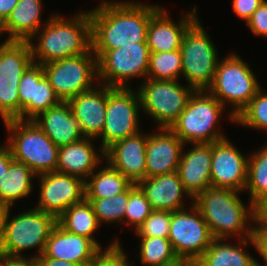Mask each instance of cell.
<instances>
[{"instance_id": "cell-1", "label": "cell", "mask_w": 267, "mask_h": 266, "mask_svg": "<svg viewBox=\"0 0 267 266\" xmlns=\"http://www.w3.org/2000/svg\"><path fill=\"white\" fill-rule=\"evenodd\" d=\"M135 1H104L89 11L92 49H116L146 42L151 17L160 9Z\"/></svg>"}, {"instance_id": "cell-2", "label": "cell", "mask_w": 267, "mask_h": 266, "mask_svg": "<svg viewBox=\"0 0 267 266\" xmlns=\"http://www.w3.org/2000/svg\"><path fill=\"white\" fill-rule=\"evenodd\" d=\"M70 19H64L60 14H52L44 27L36 32L29 41L34 63L43 65L51 61L76 57L92 48L89 10L81 11ZM36 36L38 42L33 44L32 41L37 38Z\"/></svg>"}, {"instance_id": "cell-3", "label": "cell", "mask_w": 267, "mask_h": 266, "mask_svg": "<svg viewBox=\"0 0 267 266\" xmlns=\"http://www.w3.org/2000/svg\"><path fill=\"white\" fill-rule=\"evenodd\" d=\"M239 193L231 189L210 187L193 199V204L201 212L214 239L252 237L253 227L248 223L255 215L254 205L249 201L246 207Z\"/></svg>"}, {"instance_id": "cell-4", "label": "cell", "mask_w": 267, "mask_h": 266, "mask_svg": "<svg viewBox=\"0 0 267 266\" xmlns=\"http://www.w3.org/2000/svg\"><path fill=\"white\" fill-rule=\"evenodd\" d=\"M3 123L10 133L6 142L15 161L24 163L36 176L56 172L59 147L34 120L10 119Z\"/></svg>"}, {"instance_id": "cell-5", "label": "cell", "mask_w": 267, "mask_h": 266, "mask_svg": "<svg viewBox=\"0 0 267 266\" xmlns=\"http://www.w3.org/2000/svg\"><path fill=\"white\" fill-rule=\"evenodd\" d=\"M249 67L235 53L219 59L212 85L207 89L224 107L226 104L233 106L228 118L234 123L237 115L261 88V84Z\"/></svg>"}, {"instance_id": "cell-6", "label": "cell", "mask_w": 267, "mask_h": 266, "mask_svg": "<svg viewBox=\"0 0 267 266\" xmlns=\"http://www.w3.org/2000/svg\"><path fill=\"white\" fill-rule=\"evenodd\" d=\"M226 110L207 90L194 91L171 130L184 142L213 143L226 138L217 125Z\"/></svg>"}, {"instance_id": "cell-7", "label": "cell", "mask_w": 267, "mask_h": 266, "mask_svg": "<svg viewBox=\"0 0 267 266\" xmlns=\"http://www.w3.org/2000/svg\"><path fill=\"white\" fill-rule=\"evenodd\" d=\"M9 215L10 211L8 210L0 252L12 256H25L23 251L37 248V254L32 257L35 259L40 257L52 229L57 224V218L35 208L17 213L11 219H9Z\"/></svg>"}, {"instance_id": "cell-8", "label": "cell", "mask_w": 267, "mask_h": 266, "mask_svg": "<svg viewBox=\"0 0 267 266\" xmlns=\"http://www.w3.org/2000/svg\"><path fill=\"white\" fill-rule=\"evenodd\" d=\"M197 18L186 30L180 47L182 76L195 91L207 90L213 82L219 55Z\"/></svg>"}, {"instance_id": "cell-9", "label": "cell", "mask_w": 267, "mask_h": 266, "mask_svg": "<svg viewBox=\"0 0 267 266\" xmlns=\"http://www.w3.org/2000/svg\"><path fill=\"white\" fill-rule=\"evenodd\" d=\"M137 91L143 113L158 123V129H170L186 108L195 90L180 84L179 81L146 78Z\"/></svg>"}, {"instance_id": "cell-10", "label": "cell", "mask_w": 267, "mask_h": 266, "mask_svg": "<svg viewBox=\"0 0 267 266\" xmlns=\"http://www.w3.org/2000/svg\"><path fill=\"white\" fill-rule=\"evenodd\" d=\"M92 51L97 56L98 81H101L99 84L128 88L131 78L146 79L150 54L146 42L116 49H92Z\"/></svg>"}, {"instance_id": "cell-11", "label": "cell", "mask_w": 267, "mask_h": 266, "mask_svg": "<svg viewBox=\"0 0 267 266\" xmlns=\"http://www.w3.org/2000/svg\"><path fill=\"white\" fill-rule=\"evenodd\" d=\"M33 63L29 41L0 44V116L4 121L20 119L19 81Z\"/></svg>"}, {"instance_id": "cell-12", "label": "cell", "mask_w": 267, "mask_h": 266, "mask_svg": "<svg viewBox=\"0 0 267 266\" xmlns=\"http://www.w3.org/2000/svg\"><path fill=\"white\" fill-rule=\"evenodd\" d=\"M42 66L60 101H68L94 88L95 82L99 83L97 56L92 48L85 54L51 61Z\"/></svg>"}, {"instance_id": "cell-13", "label": "cell", "mask_w": 267, "mask_h": 266, "mask_svg": "<svg viewBox=\"0 0 267 266\" xmlns=\"http://www.w3.org/2000/svg\"><path fill=\"white\" fill-rule=\"evenodd\" d=\"M132 87H108L106 115L100 146L103 151L115 142L140 132L141 101Z\"/></svg>"}, {"instance_id": "cell-14", "label": "cell", "mask_w": 267, "mask_h": 266, "mask_svg": "<svg viewBox=\"0 0 267 266\" xmlns=\"http://www.w3.org/2000/svg\"><path fill=\"white\" fill-rule=\"evenodd\" d=\"M189 209L172 211L168 239L180 261L197 262L214 238L193 201Z\"/></svg>"}, {"instance_id": "cell-15", "label": "cell", "mask_w": 267, "mask_h": 266, "mask_svg": "<svg viewBox=\"0 0 267 266\" xmlns=\"http://www.w3.org/2000/svg\"><path fill=\"white\" fill-rule=\"evenodd\" d=\"M39 201L35 209L58 218L71 205L86 199L85 181L79 177L50 172L38 175Z\"/></svg>"}, {"instance_id": "cell-16", "label": "cell", "mask_w": 267, "mask_h": 266, "mask_svg": "<svg viewBox=\"0 0 267 266\" xmlns=\"http://www.w3.org/2000/svg\"><path fill=\"white\" fill-rule=\"evenodd\" d=\"M247 158L227 139L212 143V161L210 169L211 187L245 190L247 183Z\"/></svg>"}, {"instance_id": "cell-17", "label": "cell", "mask_w": 267, "mask_h": 266, "mask_svg": "<svg viewBox=\"0 0 267 266\" xmlns=\"http://www.w3.org/2000/svg\"><path fill=\"white\" fill-rule=\"evenodd\" d=\"M20 120H33L41 112L57 105L54 93L41 64L32 63L23 73L18 85Z\"/></svg>"}, {"instance_id": "cell-18", "label": "cell", "mask_w": 267, "mask_h": 266, "mask_svg": "<svg viewBox=\"0 0 267 266\" xmlns=\"http://www.w3.org/2000/svg\"><path fill=\"white\" fill-rule=\"evenodd\" d=\"M102 250L87 237L71 233L58 223L46 241L43 254L38 258H53L89 266Z\"/></svg>"}, {"instance_id": "cell-19", "label": "cell", "mask_w": 267, "mask_h": 266, "mask_svg": "<svg viewBox=\"0 0 267 266\" xmlns=\"http://www.w3.org/2000/svg\"><path fill=\"white\" fill-rule=\"evenodd\" d=\"M139 132L112 144L104 151L107 163L131 183L146 178V143L148 134Z\"/></svg>"}, {"instance_id": "cell-20", "label": "cell", "mask_w": 267, "mask_h": 266, "mask_svg": "<svg viewBox=\"0 0 267 266\" xmlns=\"http://www.w3.org/2000/svg\"><path fill=\"white\" fill-rule=\"evenodd\" d=\"M148 133L146 143V177L176 172L180 162L184 142L168 128ZM161 131V132H160Z\"/></svg>"}, {"instance_id": "cell-21", "label": "cell", "mask_w": 267, "mask_h": 266, "mask_svg": "<svg viewBox=\"0 0 267 266\" xmlns=\"http://www.w3.org/2000/svg\"><path fill=\"white\" fill-rule=\"evenodd\" d=\"M197 7L186 12L174 22L167 10L161 7L150 19L146 32V43L150 52H171L180 49L182 39L188 27L197 17Z\"/></svg>"}, {"instance_id": "cell-22", "label": "cell", "mask_w": 267, "mask_h": 266, "mask_svg": "<svg viewBox=\"0 0 267 266\" xmlns=\"http://www.w3.org/2000/svg\"><path fill=\"white\" fill-rule=\"evenodd\" d=\"M100 85V88L95 86L67 101L85 138L97 139L103 131L107 86Z\"/></svg>"}, {"instance_id": "cell-23", "label": "cell", "mask_w": 267, "mask_h": 266, "mask_svg": "<svg viewBox=\"0 0 267 266\" xmlns=\"http://www.w3.org/2000/svg\"><path fill=\"white\" fill-rule=\"evenodd\" d=\"M192 148L182 150L178 174L185 190L193 200L200 192L211 187L210 169L212 143H192Z\"/></svg>"}, {"instance_id": "cell-24", "label": "cell", "mask_w": 267, "mask_h": 266, "mask_svg": "<svg viewBox=\"0 0 267 266\" xmlns=\"http://www.w3.org/2000/svg\"><path fill=\"white\" fill-rule=\"evenodd\" d=\"M144 193L153 211H178L184 206V194L192 198L185 190L178 172L146 177L136 184ZM183 196V197H182Z\"/></svg>"}, {"instance_id": "cell-25", "label": "cell", "mask_w": 267, "mask_h": 266, "mask_svg": "<svg viewBox=\"0 0 267 266\" xmlns=\"http://www.w3.org/2000/svg\"><path fill=\"white\" fill-rule=\"evenodd\" d=\"M94 138H82L80 141L59 147L56 172L79 177L84 181L100 167L105 160L104 151L95 149ZM100 151V153H99Z\"/></svg>"}, {"instance_id": "cell-26", "label": "cell", "mask_w": 267, "mask_h": 266, "mask_svg": "<svg viewBox=\"0 0 267 266\" xmlns=\"http://www.w3.org/2000/svg\"><path fill=\"white\" fill-rule=\"evenodd\" d=\"M33 120L58 147L84 138L67 101H60L57 105L41 112Z\"/></svg>"}, {"instance_id": "cell-27", "label": "cell", "mask_w": 267, "mask_h": 266, "mask_svg": "<svg viewBox=\"0 0 267 266\" xmlns=\"http://www.w3.org/2000/svg\"><path fill=\"white\" fill-rule=\"evenodd\" d=\"M42 0H19L7 19L0 25L1 35L8 33L6 41H30L45 25L41 23ZM41 23V24H40Z\"/></svg>"}, {"instance_id": "cell-28", "label": "cell", "mask_w": 267, "mask_h": 266, "mask_svg": "<svg viewBox=\"0 0 267 266\" xmlns=\"http://www.w3.org/2000/svg\"><path fill=\"white\" fill-rule=\"evenodd\" d=\"M224 242L225 239H214L196 262L197 266H258L257 259H254L245 249L248 243L255 245L252 237L239 239L237 245Z\"/></svg>"}, {"instance_id": "cell-29", "label": "cell", "mask_w": 267, "mask_h": 266, "mask_svg": "<svg viewBox=\"0 0 267 266\" xmlns=\"http://www.w3.org/2000/svg\"><path fill=\"white\" fill-rule=\"evenodd\" d=\"M33 177L36 175L29 167L13 159L7 173L0 179V204L12 208L17 200L29 197Z\"/></svg>"}, {"instance_id": "cell-30", "label": "cell", "mask_w": 267, "mask_h": 266, "mask_svg": "<svg viewBox=\"0 0 267 266\" xmlns=\"http://www.w3.org/2000/svg\"><path fill=\"white\" fill-rule=\"evenodd\" d=\"M57 223L71 233L87 237L102 250L100 243L93 236L100 224L92 205L86 199L79 204L68 207L57 218Z\"/></svg>"}, {"instance_id": "cell-31", "label": "cell", "mask_w": 267, "mask_h": 266, "mask_svg": "<svg viewBox=\"0 0 267 266\" xmlns=\"http://www.w3.org/2000/svg\"><path fill=\"white\" fill-rule=\"evenodd\" d=\"M85 181L86 199H103L123 193L132 183L108 163ZM98 170V171H97Z\"/></svg>"}, {"instance_id": "cell-32", "label": "cell", "mask_w": 267, "mask_h": 266, "mask_svg": "<svg viewBox=\"0 0 267 266\" xmlns=\"http://www.w3.org/2000/svg\"><path fill=\"white\" fill-rule=\"evenodd\" d=\"M248 155L247 183L250 202L255 205L267 194V143Z\"/></svg>"}, {"instance_id": "cell-33", "label": "cell", "mask_w": 267, "mask_h": 266, "mask_svg": "<svg viewBox=\"0 0 267 266\" xmlns=\"http://www.w3.org/2000/svg\"><path fill=\"white\" fill-rule=\"evenodd\" d=\"M139 257L142 265L174 266L180 260L175 255L168 238L139 237Z\"/></svg>"}, {"instance_id": "cell-34", "label": "cell", "mask_w": 267, "mask_h": 266, "mask_svg": "<svg viewBox=\"0 0 267 266\" xmlns=\"http://www.w3.org/2000/svg\"><path fill=\"white\" fill-rule=\"evenodd\" d=\"M182 76L180 49L171 52H150L146 78L178 81Z\"/></svg>"}, {"instance_id": "cell-35", "label": "cell", "mask_w": 267, "mask_h": 266, "mask_svg": "<svg viewBox=\"0 0 267 266\" xmlns=\"http://www.w3.org/2000/svg\"><path fill=\"white\" fill-rule=\"evenodd\" d=\"M93 207L99 224L124 223V213L128 205V188L120 194L103 199H86Z\"/></svg>"}, {"instance_id": "cell-36", "label": "cell", "mask_w": 267, "mask_h": 266, "mask_svg": "<svg viewBox=\"0 0 267 266\" xmlns=\"http://www.w3.org/2000/svg\"><path fill=\"white\" fill-rule=\"evenodd\" d=\"M235 123L243 127L267 131V93L258 90L250 103L237 115Z\"/></svg>"}, {"instance_id": "cell-37", "label": "cell", "mask_w": 267, "mask_h": 266, "mask_svg": "<svg viewBox=\"0 0 267 266\" xmlns=\"http://www.w3.org/2000/svg\"><path fill=\"white\" fill-rule=\"evenodd\" d=\"M152 211L144 193L136 184L132 183L128 187V205L124 213V223L133 226L136 231Z\"/></svg>"}, {"instance_id": "cell-38", "label": "cell", "mask_w": 267, "mask_h": 266, "mask_svg": "<svg viewBox=\"0 0 267 266\" xmlns=\"http://www.w3.org/2000/svg\"><path fill=\"white\" fill-rule=\"evenodd\" d=\"M172 211H152L135 231L139 237L168 238Z\"/></svg>"}, {"instance_id": "cell-39", "label": "cell", "mask_w": 267, "mask_h": 266, "mask_svg": "<svg viewBox=\"0 0 267 266\" xmlns=\"http://www.w3.org/2000/svg\"><path fill=\"white\" fill-rule=\"evenodd\" d=\"M118 239L109 244L89 266H132Z\"/></svg>"}, {"instance_id": "cell-40", "label": "cell", "mask_w": 267, "mask_h": 266, "mask_svg": "<svg viewBox=\"0 0 267 266\" xmlns=\"http://www.w3.org/2000/svg\"><path fill=\"white\" fill-rule=\"evenodd\" d=\"M251 223L253 224L252 238L255 244L254 248L265 262V265L258 262V266H267V222L261 221L254 215Z\"/></svg>"}, {"instance_id": "cell-41", "label": "cell", "mask_w": 267, "mask_h": 266, "mask_svg": "<svg viewBox=\"0 0 267 266\" xmlns=\"http://www.w3.org/2000/svg\"><path fill=\"white\" fill-rule=\"evenodd\" d=\"M246 24L255 36L267 37V0L253 12Z\"/></svg>"}, {"instance_id": "cell-42", "label": "cell", "mask_w": 267, "mask_h": 266, "mask_svg": "<svg viewBox=\"0 0 267 266\" xmlns=\"http://www.w3.org/2000/svg\"><path fill=\"white\" fill-rule=\"evenodd\" d=\"M263 1L264 0H233L232 8L234 13L246 23Z\"/></svg>"}, {"instance_id": "cell-43", "label": "cell", "mask_w": 267, "mask_h": 266, "mask_svg": "<svg viewBox=\"0 0 267 266\" xmlns=\"http://www.w3.org/2000/svg\"><path fill=\"white\" fill-rule=\"evenodd\" d=\"M29 258V259H28ZM12 256L0 252V266H37L32 256Z\"/></svg>"}, {"instance_id": "cell-44", "label": "cell", "mask_w": 267, "mask_h": 266, "mask_svg": "<svg viewBox=\"0 0 267 266\" xmlns=\"http://www.w3.org/2000/svg\"><path fill=\"white\" fill-rule=\"evenodd\" d=\"M13 160L7 142L0 146V179L7 173L9 164Z\"/></svg>"}, {"instance_id": "cell-45", "label": "cell", "mask_w": 267, "mask_h": 266, "mask_svg": "<svg viewBox=\"0 0 267 266\" xmlns=\"http://www.w3.org/2000/svg\"><path fill=\"white\" fill-rule=\"evenodd\" d=\"M19 0H0V25L7 19Z\"/></svg>"}, {"instance_id": "cell-46", "label": "cell", "mask_w": 267, "mask_h": 266, "mask_svg": "<svg viewBox=\"0 0 267 266\" xmlns=\"http://www.w3.org/2000/svg\"><path fill=\"white\" fill-rule=\"evenodd\" d=\"M37 266H84L53 258H36Z\"/></svg>"}, {"instance_id": "cell-47", "label": "cell", "mask_w": 267, "mask_h": 266, "mask_svg": "<svg viewBox=\"0 0 267 266\" xmlns=\"http://www.w3.org/2000/svg\"><path fill=\"white\" fill-rule=\"evenodd\" d=\"M255 216L267 222V194L254 205Z\"/></svg>"}, {"instance_id": "cell-48", "label": "cell", "mask_w": 267, "mask_h": 266, "mask_svg": "<svg viewBox=\"0 0 267 266\" xmlns=\"http://www.w3.org/2000/svg\"><path fill=\"white\" fill-rule=\"evenodd\" d=\"M10 209L11 208H9L3 204H0V243H1L2 238H3L5 218H6L8 210H10Z\"/></svg>"}, {"instance_id": "cell-49", "label": "cell", "mask_w": 267, "mask_h": 266, "mask_svg": "<svg viewBox=\"0 0 267 266\" xmlns=\"http://www.w3.org/2000/svg\"><path fill=\"white\" fill-rule=\"evenodd\" d=\"M174 266H197V263L180 261L177 265H174Z\"/></svg>"}]
</instances>
